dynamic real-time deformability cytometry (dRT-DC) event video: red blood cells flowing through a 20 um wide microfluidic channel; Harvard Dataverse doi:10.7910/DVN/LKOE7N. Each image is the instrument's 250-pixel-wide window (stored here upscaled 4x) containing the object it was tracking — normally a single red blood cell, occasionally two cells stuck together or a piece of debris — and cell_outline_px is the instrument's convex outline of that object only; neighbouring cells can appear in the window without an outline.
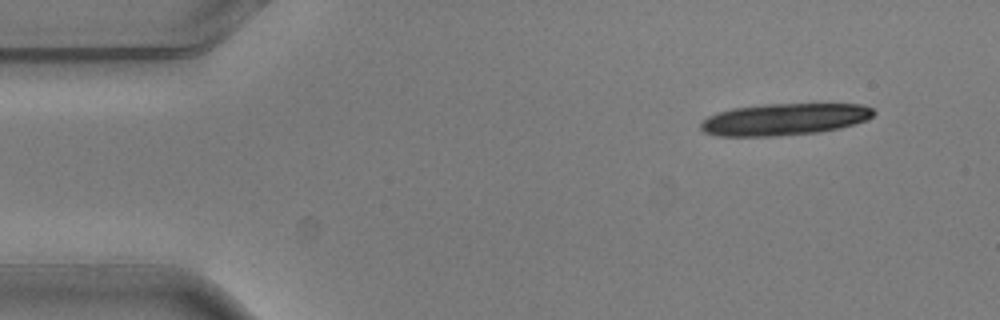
{"species": "common noctule bat (a hibernating species)", "species_latin": "Nyctalus noctula", "temperature_condition": "warm", "stored_images_in_passage": 3, "camera_frame_rate_fps": 3000, "um_per_image_px": 0.085, "animal": {"sex": "male", "body_mass_g": 20.5, "forearm_length_mm": 52.5}, "frame": {"image": 1, "passage_image": 1, "time_ms": 0.0, "image_size_px": [1000, 320], "cell_outline_px": [[876, 112], [868, 120], [840, 128], [816, 132], [776, 136], [716, 136], [704, 132], [700, 128], [700, 124], [708, 116], [732, 108], [764, 104], [864, 104], [872, 108]], "centroid_in_image_um": [66.68, 10.14], "position_along_channel_um": 18.3, "area_um2": 32.08}}